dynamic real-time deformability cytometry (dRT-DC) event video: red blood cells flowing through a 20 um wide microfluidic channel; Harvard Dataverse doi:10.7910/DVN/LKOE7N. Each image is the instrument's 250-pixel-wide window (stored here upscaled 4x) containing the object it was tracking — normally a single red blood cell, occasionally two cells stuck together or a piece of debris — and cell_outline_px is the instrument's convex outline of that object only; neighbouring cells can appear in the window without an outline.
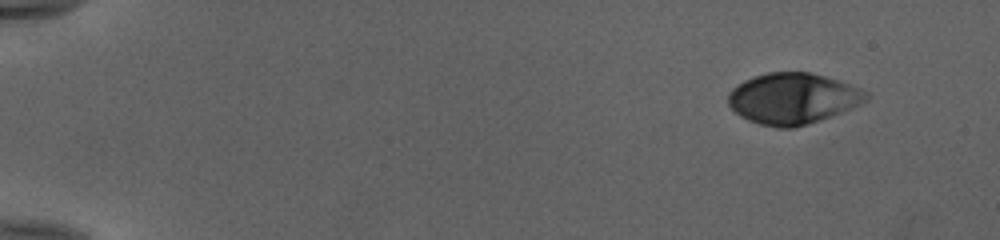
{"species": "human", "species_latin": "Homo sapiens", "temperature_condition": "cold", "stored_images_in_passage": 49, "camera_frame_rate_fps": 3000, "um_per_image_px": 0.085, "donor": {"sex": "female"}, "frame": {"image": 1, "passage_image": 1, "time_ms": 0.0, "image_size_px": [1000, 240], "cell_outline_px": [[868, 100], [860, 104], [832, 116], [792, 128], [776, 128], [760, 124], [748, 120], [740, 116], [728, 104], [728, 92], [732, 88], [744, 80], [768, 72], [812, 72], [860, 88], [868, 92]], "centroid_in_image_um": [67.37, 8.37], "position_along_channel_um": 17.6, "area_um2": 40.81}}
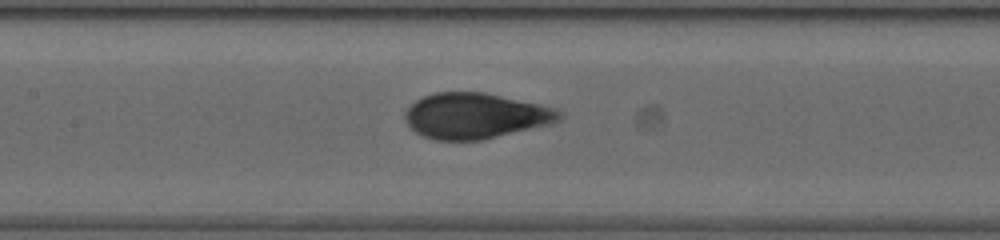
{"frame": {"image": 2, "passage_image": 23, "time_ms": 7.333, "image_size_px": [1000, 240], "cell_outline_px": [[564, 116], [560, 120], [552, 124], [484, 140], [436, 140], [424, 136], [408, 128], [404, 120], [404, 112], [416, 100], [424, 96], [436, 92], [484, 92], [560, 108], [564, 112]], "centroid_in_image_um": [40.46, 9.85], "position_along_channel_um": 166.9, "area_um2": 41.67}}
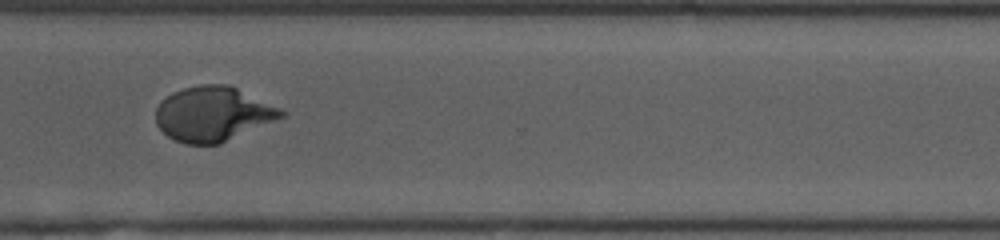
{"frame": {"image": 3, "passage_image": 37, "time_ms": 12.0, "image_size_px": [1000, 240], "cell_outline_px": [[288, 116], [220, 144], [184, 144], [168, 136], [156, 124], [156, 108], [160, 100], [172, 92], [184, 88], [200, 84], [228, 84], [280, 108], [288, 112]], "centroid_in_image_um": [18.13, 9.69], "position_along_channel_um": 352.5, "area_um2": 40.29}, "authors_computed_cell_mechanics": {"area_um2": 41.038, "velocity_mm_per_s": 3.9874, "shape_relaxation_time_tau1_ms": 5.4986, "shape_relaxation_time_tau2_ms": null, "deformation_change_tau1": 0.2402, "deformation_change_tau2": null}}